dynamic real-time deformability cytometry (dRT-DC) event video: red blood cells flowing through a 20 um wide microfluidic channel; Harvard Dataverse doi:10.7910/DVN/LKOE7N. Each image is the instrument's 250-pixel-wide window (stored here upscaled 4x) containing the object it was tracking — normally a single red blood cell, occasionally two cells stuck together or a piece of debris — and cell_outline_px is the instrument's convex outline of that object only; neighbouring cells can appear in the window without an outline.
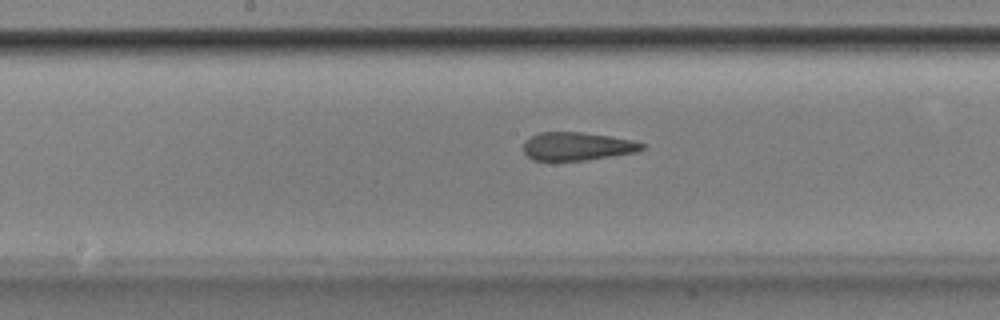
{"species": "Egyptian fruit bat (a non-hibernating species)", "species_latin": "Rousettus aegyptiacus", "temperature_condition": "room temperature", "stored_images_in_passage": 35, "camera_frame_rate_fps": 3000, "um_per_image_px": 0.085, "animal": {"sex": "male"}, "frame": {"image": 1, "passage_image": 19, "time_ms": 6.0, "image_size_px": [1000, 320], "cell_outline_px": [[644, 148], [640, 152], [588, 160], [532, 160], [524, 152], [524, 140], [540, 132], [584, 132], [632, 140], [644, 144]], "centroid_in_image_um": [49.08, 12.44], "position_along_channel_um": 199.1, "area_um2": 19.54}}
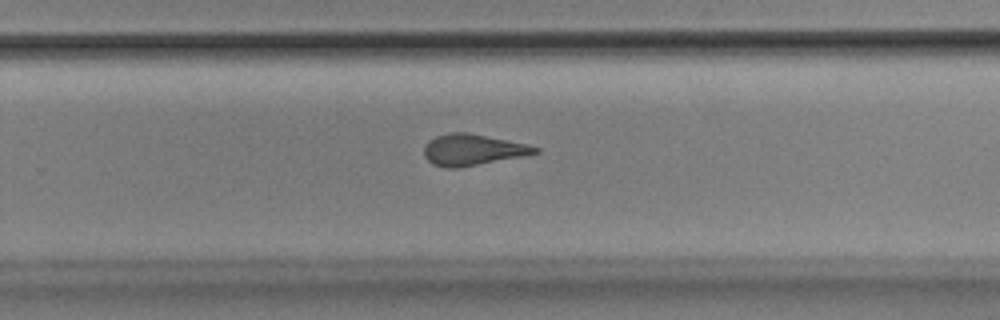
{"frame": {"image": 2, "passage_image": 26, "time_ms": 8.333, "image_size_px": [1000, 320], "cell_outline_px": [[540, 152], [528, 156], [460, 168], [444, 168], [432, 164], [424, 156], [424, 148], [428, 140], [436, 136], [452, 132], [468, 132], [524, 144], [540, 148]], "centroid_in_image_um": [40.18, 12.75], "position_along_channel_um": 289.6, "area_um2": 20.4}}
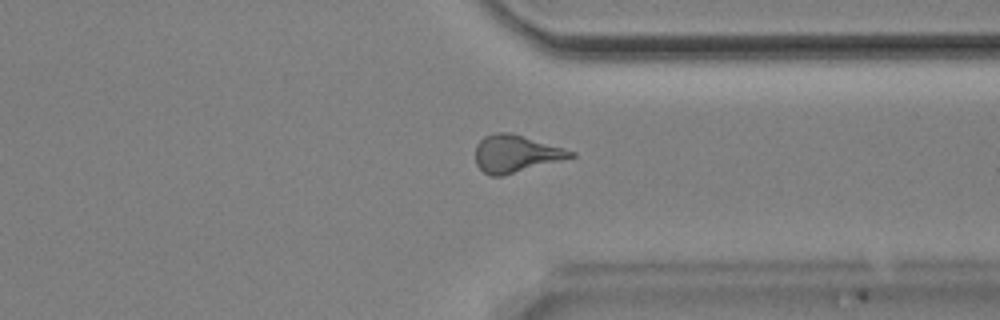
{"frame": {"image": 3, "passage_image": 32, "time_ms": 10.333, "image_size_px": [1000, 320], "cell_outline_px": [[576, 156], [500, 176], [492, 176], [484, 172], [476, 164], [476, 144], [484, 136], [496, 132], [512, 132], [564, 148], [576, 152]], "centroid_in_image_um": [43.83, 13.04], "position_along_channel_um": 367.6, "area_um2": 20.52}}